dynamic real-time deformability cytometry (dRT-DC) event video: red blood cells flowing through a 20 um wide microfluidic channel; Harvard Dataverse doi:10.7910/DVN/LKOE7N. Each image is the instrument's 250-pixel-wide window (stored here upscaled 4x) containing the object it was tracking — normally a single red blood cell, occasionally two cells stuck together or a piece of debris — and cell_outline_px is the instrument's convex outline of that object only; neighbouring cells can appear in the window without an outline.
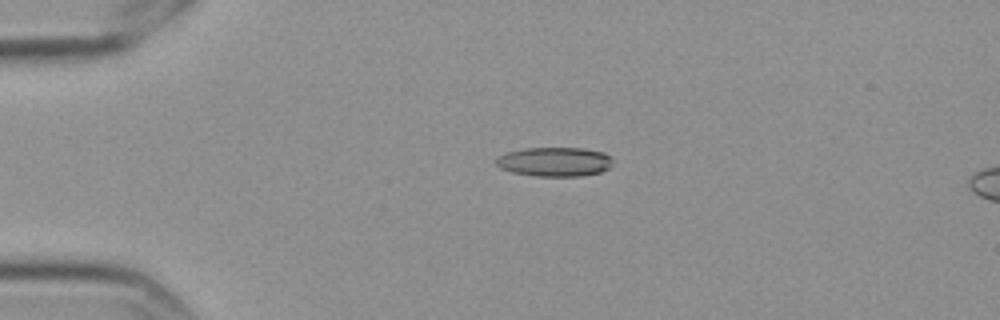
{"species": "Egyptian fruit bat (a non-hibernating species)", "species_latin": "Rousettus aegyptiacus", "temperature_condition": "cold", "stored_images_in_passage": 2, "camera_frame_rate_fps": 3000, "um_per_image_px": 0.085, "frame": {"image": 1, "passage_image": 1, "time_ms": 0.0, "image_size_px": [1000, 320], "cell_outline_px": [[612, 164], [608, 168], [600, 172], [580, 176], [536, 176], [512, 172], [500, 168], [496, 164], [496, 156], [508, 152], [528, 148], [584, 148], [604, 152], [612, 160]], "centroid_in_image_um": [47.13, 13.75], "position_along_channel_um": 37.9, "area_um2": 19.83}}